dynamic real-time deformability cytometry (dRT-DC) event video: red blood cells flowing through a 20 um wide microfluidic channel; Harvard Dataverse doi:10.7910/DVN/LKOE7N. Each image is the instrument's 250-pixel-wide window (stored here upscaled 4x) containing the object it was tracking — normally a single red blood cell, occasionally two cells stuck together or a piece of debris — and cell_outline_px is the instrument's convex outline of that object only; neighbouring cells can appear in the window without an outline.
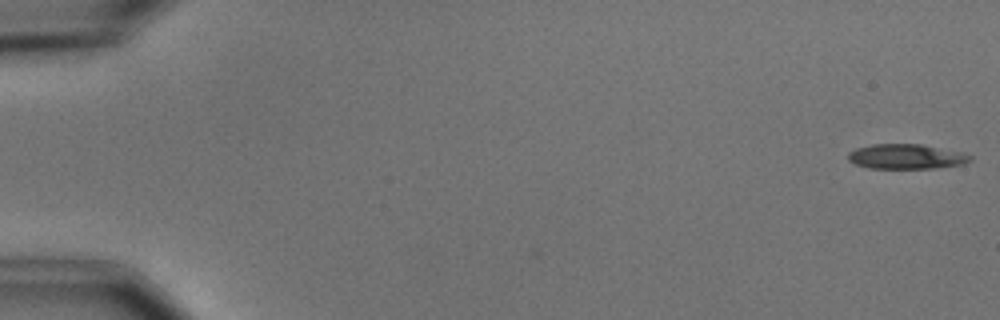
{"species": "common noctule bat (a hibernating species)", "species_latin": "Nyctalus noctula", "temperature_condition": "cold", "stored_images_in_passage": 55, "camera_frame_rate_fps": 3000, "um_per_image_px": 0.085, "animal": {"sex": "male", "body_mass_g": 15.6}, "frame": {"image": 1, "passage_image": 1, "time_ms": 0.0, "image_size_px": [1000, 320], "cell_outline_px": [[972, 160], [964, 164], [932, 168], [868, 168], [856, 164], [848, 160], [848, 152], [856, 148], [872, 144], [920, 144], [960, 152], [972, 156]], "centroid_in_image_um": [77.01, 13.31], "position_along_channel_um": 8.0, "area_um2": 17.57}}
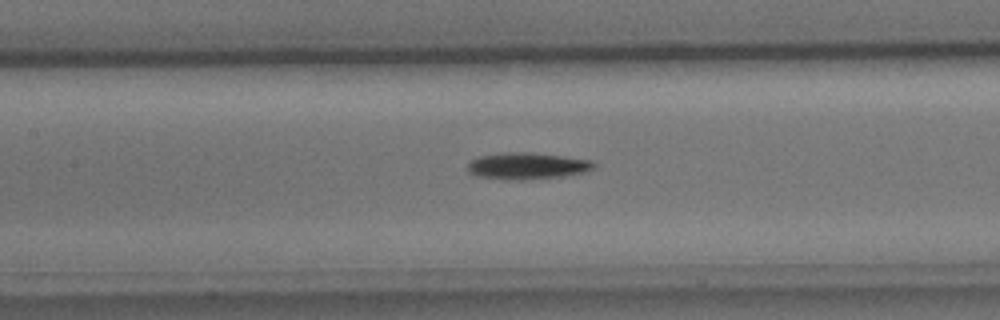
{"frame": {"image": 2, "passage_image": 26, "time_ms": 8.333, "image_size_px": [1000, 320], "cell_outline_px": [[596, 168], [584, 172], [560, 176], [524, 180], [508, 180], [476, 176], [468, 172], [468, 164], [472, 160], [480, 156], [504, 152], [528, 152], [592, 160], [596, 164]], "centroid_in_image_um": [44.8, 14.11], "position_along_channel_um": 162.6, "area_um2": 19.54}}
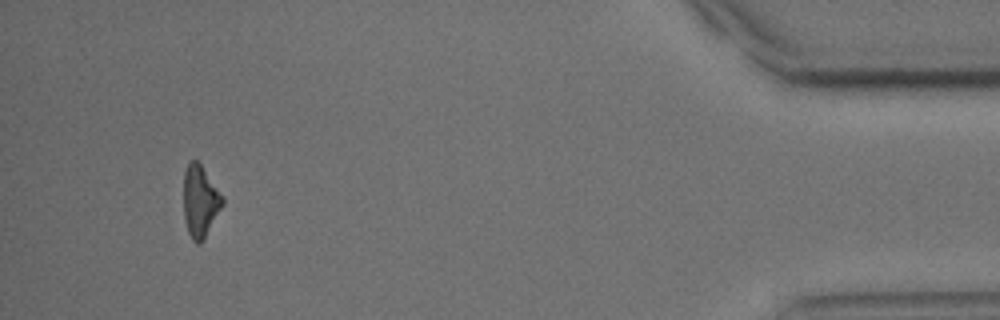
{"frame": {"image": 3, "passage_image": 52, "time_ms": 17.0, "image_size_px": [1000, 320], "cell_outline_px": [[224, 204], [204, 240], [200, 244], [196, 244], [192, 240], [188, 232], [184, 220], [184, 172], [188, 160], [196, 160], [200, 164], [224, 196]], "centroid_in_image_um": [17.02, 17.13], "position_along_channel_um": 418.2, "area_um2": 16.53}, "authors_computed_cell_mechanics": {"area_um2": 17.918, "velocity_mm_per_s": 3.6805, "shape_relaxation_time_tau1_ms": 5.299, "shape_relaxation_time_tau2_ms": null, "deformation_change_tau1": 0.1445, "deformation_change_tau2": null}}